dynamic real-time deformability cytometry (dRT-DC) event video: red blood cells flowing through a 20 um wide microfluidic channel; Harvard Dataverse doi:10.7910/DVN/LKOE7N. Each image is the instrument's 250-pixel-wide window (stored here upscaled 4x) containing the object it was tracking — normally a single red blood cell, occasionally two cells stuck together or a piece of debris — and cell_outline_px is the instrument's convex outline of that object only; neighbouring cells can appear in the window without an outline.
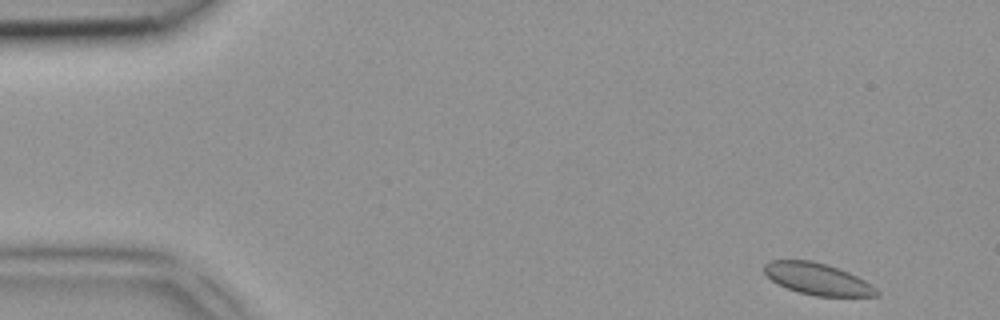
{"species": "common noctule bat (a hibernating species)", "species_latin": "Nyctalus noctula", "temperature_condition": "room temperature", "stored_images_in_passage": 4, "camera_frame_rate_fps": 3000, "um_per_image_px": 0.085, "animal": {"sex": "female", "body_mass_g": 18.4}, "frame": {"image": 1, "passage_image": 1, "time_ms": 0.0, "image_size_px": [1000, 320], "cell_outline_px": [[880, 296], [816, 296], [800, 292], [788, 288], [772, 280], [764, 272], [764, 264], [768, 260], [812, 260], [828, 264], [848, 272], [864, 280], [876, 288], [880, 292]], "centroid_in_image_um": [69.5, 23.7], "position_along_channel_um": 15.5, "area_um2": 20.63}}
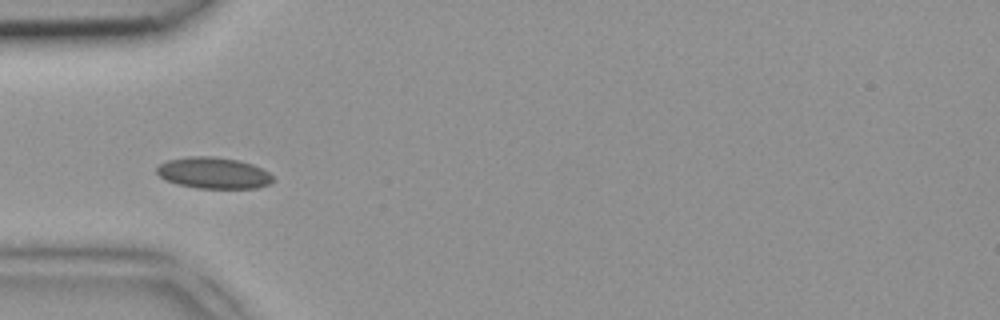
{"frame": {"image": 2, "passage_image": 4, "time_ms": 1.0, "image_size_px": [1000, 320], "cell_outline_px": [[276, 180], [268, 184], [256, 188], [196, 188], [176, 184], [164, 180], [156, 172], [156, 168], [160, 164], [168, 160], [188, 156], [212, 156], [236, 160], [252, 164], [268, 172]], "centroid_in_image_um": [18.12, 14.71], "position_along_channel_um": 66.9, "area_um2": 21.21}}